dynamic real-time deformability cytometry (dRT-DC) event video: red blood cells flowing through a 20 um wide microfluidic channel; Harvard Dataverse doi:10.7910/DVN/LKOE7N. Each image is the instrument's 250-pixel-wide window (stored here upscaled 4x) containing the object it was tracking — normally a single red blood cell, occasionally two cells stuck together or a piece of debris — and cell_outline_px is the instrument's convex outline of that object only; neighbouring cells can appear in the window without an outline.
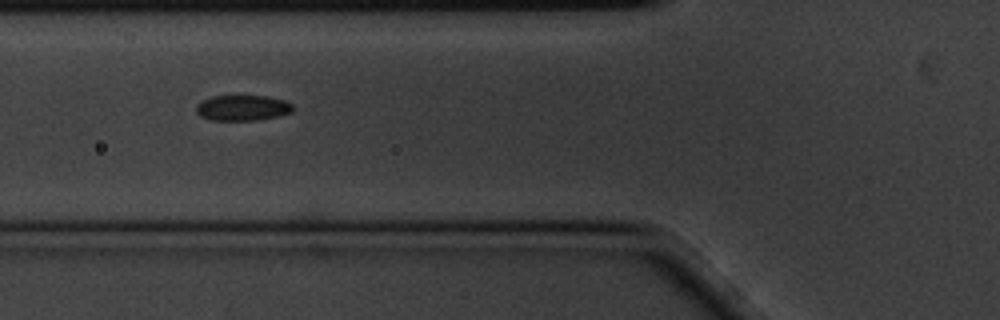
{"species": "common noctule bat (a hibernating species)", "species_latin": "Nyctalus noctula", "temperature_condition": "cold", "stored_images_in_passage": 8, "camera_frame_rate_fps": 3000, "um_per_image_px": 0.085, "animal": {"sex": "male", "body_mass_g": 20.1, "forearm_length_mm": 53.5}, "frame": {"image": 1, "passage_image": 7, "time_ms": 2.0, "image_size_px": [1000, 320], "cell_outline_px": [[292, 112], [276, 116], [256, 120], [212, 120], [200, 116], [196, 112], [196, 104], [200, 100], [212, 96], [268, 96], [288, 100], [292, 104]], "centroid_in_image_um": [20.6, 9.15], "position_along_channel_um": 105.2, "area_um2": 14.51}}
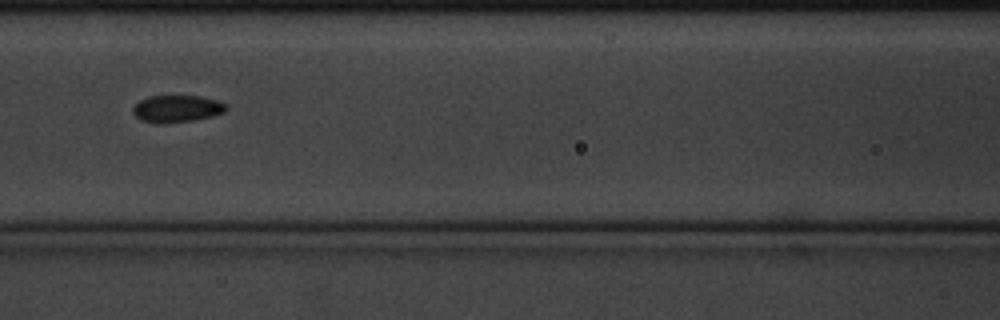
{"frame": {"image": 2, "passage_image": 8, "time_ms": 2.333, "image_size_px": [1000, 320], "cell_outline_px": [[228, 108], [224, 112], [212, 116], [192, 120], [164, 124], [160, 124], [140, 120], [132, 112], [132, 108], [140, 100], [148, 96], [200, 96], [220, 100], [228, 104]], "centroid_in_image_um": [15.06, 9.24], "position_along_channel_um": 151.5, "area_um2": 14.91}}